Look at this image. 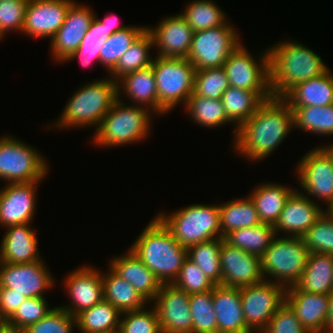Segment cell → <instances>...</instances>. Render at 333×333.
<instances>
[{
	"label": "cell",
	"mask_w": 333,
	"mask_h": 333,
	"mask_svg": "<svg viewBox=\"0 0 333 333\" xmlns=\"http://www.w3.org/2000/svg\"><path fill=\"white\" fill-rule=\"evenodd\" d=\"M72 271L67 273L63 281L70 304L67 302V305L60 307L76 317L103 300L104 293L101 272L95 266L88 263Z\"/></svg>",
	"instance_id": "cell-16"
},
{
	"label": "cell",
	"mask_w": 333,
	"mask_h": 333,
	"mask_svg": "<svg viewBox=\"0 0 333 333\" xmlns=\"http://www.w3.org/2000/svg\"><path fill=\"white\" fill-rule=\"evenodd\" d=\"M49 307L46 297L27 298L2 326L14 333H21L28 326L41 320L54 308Z\"/></svg>",
	"instance_id": "cell-43"
},
{
	"label": "cell",
	"mask_w": 333,
	"mask_h": 333,
	"mask_svg": "<svg viewBox=\"0 0 333 333\" xmlns=\"http://www.w3.org/2000/svg\"><path fill=\"white\" fill-rule=\"evenodd\" d=\"M117 93L118 99L127 96L132 101L129 104L147 107L158 115L157 85L152 66L121 77L117 81Z\"/></svg>",
	"instance_id": "cell-27"
},
{
	"label": "cell",
	"mask_w": 333,
	"mask_h": 333,
	"mask_svg": "<svg viewBox=\"0 0 333 333\" xmlns=\"http://www.w3.org/2000/svg\"><path fill=\"white\" fill-rule=\"evenodd\" d=\"M221 285L243 287L264 281L261 257L232 246L224 239L220 247Z\"/></svg>",
	"instance_id": "cell-18"
},
{
	"label": "cell",
	"mask_w": 333,
	"mask_h": 333,
	"mask_svg": "<svg viewBox=\"0 0 333 333\" xmlns=\"http://www.w3.org/2000/svg\"><path fill=\"white\" fill-rule=\"evenodd\" d=\"M153 115L158 117L147 107L127 105L124 99H117L91 136V141L96 147L104 148L124 147L143 141L152 130Z\"/></svg>",
	"instance_id": "cell-5"
},
{
	"label": "cell",
	"mask_w": 333,
	"mask_h": 333,
	"mask_svg": "<svg viewBox=\"0 0 333 333\" xmlns=\"http://www.w3.org/2000/svg\"><path fill=\"white\" fill-rule=\"evenodd\" d=\"M246 326L261 333L276 311L286 302V288L271 281L240 287Z\"/></svg>",
	"instance_id": "cell-11"
},
{
	"label": "cell",
	"mask_w": 333,
	"mask_h": 333,
	"mask_svg": "<svg viewBox=\"0 0 333 333\" xmlns=\"http://www.w3.org/2000/svg\"><path fill=\"white\" fill-rule=\"evenodd\" d=\"M46 265L42 259L24 264L0 262V288L14 289L26 298L45 297L56 282Z\"/></svg>",
	"instance_id": "cell-14"
},
{
	"label": "cell",
	"mask_w": 333,
	"mask_h": 333,
	"mask_svg": "<svg viewBox=\"0 0 333 333\" xmlns=\"http://www.w3.org/2000/svg\"><path fill=\"white\" fill-rule=\"evenodd\" d=\"M240 40L238 31L227 20L218 27L194 32L187 59L196 70L223 67Z\"/></svg>",
	"instance_id": "cell-10"
},
{
	"label": "cell",
	"mask_w": 333,
	"mask_h": 333,
	"mask_svg": "<svg viewBox=\"0 0 333 333\" xmlns=\"http://www.w3.org/2000/svg\"><path fill=\"white\" fill-rule=\"evenodd\" d=\"M219 211L222 237L235 229L253 227L262 223L250 196L220 203Z\"/></svg>",
	"instance_id": "cell-34"
},
{
	"label": "cell",
	"mask_w": 333,
	"mask_h": 333,
	"mask_svg": "<svg viewBox=\"0 0 333 333\" xmlns=\"http://www.w3.org/2000/svg\"><path fill=\"white\" fill-rule=\"evenodd\" d=\"M276 236L273 225L261 223L253 227L235 229L223 238L230 245L261 257Z\"/></svg>",
	"instance_id": "cell-36"
},
{
	"label": "cell",
	"mask_w": 333,
	"mask_h": 333,
	"mask_svg": "<svg viewBox=\"0 0 333 333\" xmlns=\"http://www.w3.org/2000/svg\"><path fill=\"white\" fill-rule=\"evenodd\" d=\"M296 286L304 292L329 295L333 291V256L309 253L306 267Z\"/></svg>",
	"instance_id": "cell-32"
},
{
	"label": "cell",
	"mask_w": 333,
	"mask_h": 333,
	"mask_svg": "<svg viewBox=\"0 0 333 333\" xmlns=\"http://www.w3.org/2000/svg\"><path fill=\"white\" fill-rule=\"evenodd\" d=\"M74 0H28L22 34L52 38L63 25Z\"/></svg>",
	"instance_id": "cell-20"
},
{
	"label": "cell",
	"mask_w": 333,
	"mask_h": 333,
	"mask_svg": "<svg viewBox=\"0 0 333 333\" xmlns=\"http://www.w3.org/2000/svg\"><path fill=\"white\" fill-rule=\"evenodd\" d=\"M109 262V267L129 282L151 304L160 291L162 283L133 251L128 248L125 253L113 257Z\"/></svg>",
	"instance_id": "cell-26"
},
{
	"label": "cell",
	"mask_w": 333,
	"mask_h": 333,
	"mask_svg": "<svg viewBox=\"0 0 333 333\" xmlns=\"http://www.w3.org/2000/svg\"><path fill=\"white\" fill-rule=\"evenodd\" d=\"M298 190L295 188L288 197L274 225L277 236L283 232V236L302 237L326 211L315 199H310Z\"/></svg>",
	"instance_id": "cell-21"
},
{
	"label": "cell",
	"mask_w": 333,
	"mask_h": 333,
	"mask_svg": "<svg viewBox=\"0 0 333 333\" xmlns=\"http://www.w3.org/2000/svg\"><path fill=\"white\" fill-rule=\"evenodd\" d=\"M154 27L146 29L152 35L154 49H158L156 56L187 58L194 31L180 13L161 18Z\"/></svg>",
	"instance_id": "cell-22"
},
{
	"label": "cell",
	"mask_w": 333,
	"mask_h": 333,
	"mask_svg": "<svg viewBox=\"0 0 333 333\" xmlns=\"http://www.w3.org/2000/svg\"><path fill=\"white\" fill-rule=\"evenodd\" d=\"M212 300L218 333H253L245 323L240 287L215 285Z\"/></svg>",
	"instance_id": "cell-25"
},
{
	"label": "cell",
	"mask_w": 333,
	"mask_h": 333,
	"mask_svg": "<svg viewBox=\"0 0 333 333\" xmlns=\"http://www.w3.org/2000/svg\"><path fill=\"white\" fill-rule=\"evenodd\" d=\"M49 164L46 157L13 135L0 137V181L22 183L44 181Z\"/></svg>",
	"instance_id": "cell-9"
},
{
	"label": "cell",
	"mask_w": 333,
	"mask_h": 333,
	"mask_svg": "<svg viewBox=\"0 0 333 333\" xmlns=\"http://www.w3.org/2000/svg\"><path fill=\"white\" fill-rule=\"evenodd\" d=\"M104 273V274H103ZM104 299L121 313L143 309L150 303L129 282L117 275L109 266L101 272Z\"/></svg>",
	"instance_id": "cell-31"
},
{
	"label": "cell",
	"mask_w": 333,
	"mask_h": 333,
	"mask_svg": "<svg viewBox=\"0 0 333 333\" xmlns=\"http://www.w3.org/2000/svg\"><path fill=\"white\" fill-rule=\"evenodd\" d=\"M42 181L7 183L0 195V225L9 227L32 223L36 215V196Z\"/></svg>",
	"instance_id": "cell-19"
},
{
	"label": "cell",
	"mask_w": 333,
	"mask_h": 333,
	"mask_svg": "<svg viewBox=\"0 0 333 333\" xmlns=\"http://www.w3.org/2000/svg\"><path fill=\"white\" fill-rule=\"evenodd\" d=\"M27 4L28 0H0V41L9 31L22 33Z\"/></svg>",
	"instance_id": "cell-50"
},
{
	"label": "cell",
	"mask_w": 333,
	"mask_h": 333,
	"mask_svg": "<svg viewBox=\"0 0 333 333\" xmlns=\"http://www.w3.org/2000/svg\"><path fill=\"white\" fill-rule=\"evenodd\" d=\"M302 238L309 253L333 256V215L326 210Z\"/></svg>",
	"instance_id": "cell-45"
},
{
	"label": "cell",
	"mask_w": 333,
	"mask_h": 333,
	"mask_svg": "<svg viewBox=\"0 0 333 333\" xmlns=\"http://www.w3.org/2000/svg\"><path fill=\"white\" fill-rule=\"evenodd\" d=\"M142 230L130 249L164 283H173L187 258V248L178 243L156 217Z\"/></svg>",
	"instance_id": "cell-3"
},
{
	"label": "cell",
	"mask_w": 333,
	"mask_h": 333,
	"mask_svg": "<svg viewBox=\"0 0 333 333\" xmlns=\"http://www.w3.org/2000/svg\"><path fill=\"white\" fill-rule=\"evenodd\" d=\"M108 77V78H106ZM95 79L81 86L69 97V101L55 122L48 129L99 127L103 117L118 99L117 82L110 76ZM52 125V126H51Z\"/></svg>",
	"instance_id": "cell-4"
},
{
	"label": "cell",
	"mask_w": 333,
	"mask_h": 333,
	"mask_svg": "<svg viewBox=\"0 0 333 333\" xmlns=\"http://www.w3.org/2000/svg\"><path fill=\"white\" fill-rule=\"evenodd\" d=\"M328 144L322 146L321 148L325 151V153L330 157V159L333 162V142H332V144H330V143H328Z\"/></svg>",
	"instance_id": "cell-55"
},
{
	"label": "cell",
	"mask_w": 333,
	"mask_h": 333,
	"mask_svg": "<svg viewBox=\"0 0 333 333\" xmlns=\"http://www.w3.org/2000/svg\"><path fill=\"white\" fill-rule=\"evenodd\" d=\"M294 128L321 136L333 135V104L323 107H290Z\"/></svg>",
	"instance_id": "cell-37"
},
{
	"label": "cell",
	"mask_w": 333,
	"mask_h": 333,
	"mask_svg": "<svg viewBox=\"0 0 333 333\" xmlns=\"http://www.w3.org/2000/svg\"><path fill=\"white\" fill-rule=\"evenodd\" d=\"M194 124L202 127L218 128L228 123L233 124L224 112L221 99L201 96H190L183 107Z\"/></svg>",
	"instance_id": "cell-38"
},
{
	"label": "cell",
	"mask_w": 333,
	"mask_h": 333,
	"mask_svg": "<svg viewBox=\"0 0 333 333\" xmlns=\"http://www.w3.org/2000/svg\"><path fill=\"white\" fill-rule=\"evenodd\" d=\"M295 189L273 181L261 183L249 193L262 223L275 225L288 197Z\"/></svg>",
	"instance_id": "cell-30"
},
{
	"label": "cell",
	"mask_w": 333,
	"mask_h": 333,
	"mask_svg": "<svg viewBox=\"0 0 333 333\" xmlns=\"http://www.w3.org/2000/svg\"><path fill=\"white\" fill-rule=\"evenodd\" d=\"M308 256L309 251L302 237L276 236L261 256L264 279L286 289L296 285L306 267Z\"/></svg>",
	"instance_id": "cell-8"
},
{
	"label": "cell",
	"mask_w": 333,
	"mask_h": 333,
	"mask_svg": "<svg viewBox=\"0 0 333 333\" xmlns=\"http://www.w3.org/2000/svg\"><path fill=\"white\" fill-rule=\"evenodd\" d=\"M272 97L271 91H248L231 86L222 94L224 112L235 127L234 139L237 129Z\"/></svg>",
	"instance_id": "cell-29"
},
{
	"label": "cell",
	"mask_w": 333,
	"mask_h": 333,
	"mask_svg": "<svg viewBox=\"0 0 333 333\" xmlns=\"http://www.w3.org/2000/svg\"><path fill=\"white\" fill-rule=\"evenodd\" d=\"M268 54L269 86L272 96L276 98H281L296 84L329 70L317 52L294 39H284L271 45Z\"/></svg>",
	"instance_id": "cell-2"
},
{
	"label": "cell",
	"mask_w": 333,
	"mask_h": 333,
	"mask_svg": "<svg viewBox=\"0 0 333 333\" xmlns=\"http://www.w3.org/2000/svg\"><path fill=\"white\" fill-rule=\"evenodd\" d=\"M97 19L99 20L100 23L103 24L104 36L106 38H108L111 34L117 32V31H121V30H124L127 27H129V26H126V25L118 24L119 19L117 18L116 15H113L112 13H111V15L104 16L102 21L99 18H97Z\"/></svg>",
	"instance_id": "cell-53"
},
{
	"label": "cell",
	"mask_w": 333,
	"mask_h": 333,
	"mask_svg": "<svg viewBox=\"0 0 333 333\" xmlns=\"http://www.w3.org/2000/svg\"><path fill=\"white\" fill-rule=\"evenodd\" d=\"M180 14L194 32L218 27L229 19L214 0H192Z\"/></svg>",
	"instance_id": "cell-39"
},
{
	"label": "cell",
	"mask_w": 333,
	"mask_h": 333,
	"mask_svg": "<svg viewBox=\"0 0 333 333\" xmlns=\"http://www.w3.org/2000/svg\"><path fill=\"white\" fill-rule=\"evenodd\" d=\"M261 333H309L302 326L295 311L285 302L270 319Z\"/></svg>",
	"instance_id": "cell-51"
},
{
	"label": "cell",
	"mask_w": 333,
	"mask_h": 333,
	"mask_svg": "<svg viewBox=\"0 0 333 333\" xmlns=\"http://www.w3.org/2000/svg\"><path fill=\"white\" fill-rule=\"evenodd\" d=\"M333 215V205L328 210Z\"/></svg>",
	"instance_id": "cell-57"
},
{
	"label": "cell",
	"mask_w": 333,
	"mask_h": 333,
	"mask_svg": "<svg viewBox=\"0 0 333 333\" xmlns=\"http://www.w3.org/2000/svg\"><path fill=\"white\" fill-rule=\"evenodd\" d=\"M158 94V116L185 106L193 93L196 68L187 58L156 56L152 63Z\"/></svg>",
	"instance_id": "cell-7"
},
{
	"label": "cell",
	"mask_w": 333,
	"mask_h": 333,
	"mask_svg": "<svg viewBox=\"0 0 333 333\" xmlns=\"http://www.w3.org/2000/svg\"><path fill=\"white\" fill-rule=\"evenodd\" d=\"M0 333H14V332H12L9 329H6L2 325H0Z\"/></svg>",
	"instance_id": "cell-56"
},
{
	"label": "cell",
	"mask_w": 333,
	"mask_h": 333,
	"mask_svg": "<svg viewBox=\"0 0 333 333\" xmlns=\"http://www.w3.org/2000/svg\"><path fill=\"white\" fill-rule=\"evenodd\" d=\"M147 26H129L124 30L111 34L100 51V65L108 73L116 66L120 57L127 51L131 44L146 30Z\"/></svg>",
	"instance_id": "cell-41"
},
{
	"label": "cell",
	"mask_w": 333,
	"mask_h": 333,
	"mask_svg": "<svg viewBox=\"0 0 333 333\" xmlns=\"http://www.w3.org/2000/svg\"><path fill=\"white\" fill-rule=\"evenodd\" d=\"M143 309L126 311L121 314L120 333H162L157 312L149 304Z\"/></svg>",
	"instance_id": "cell-47"
},
{
	"label": "cell",
	"mask_w": 333,
	"mask_h": 333,
	"mask_svg": "<svg viewBox=\"0 0 333 333\" xmlns=\"http://www.w3.org/2000/svg\"><path fill=\"white\" fill-rule=\"evenodd\" d=\"M223 239L215 238L187 249V257L197 264L215 285L221 284L220 247Z\"/></svg>",
	"instance_id": "cell-40"
},
{
	"label": "cell",
	"mask_w": 333,
	"mask_h": 333,
	"mask_svg": "<svg viewBox=\"0 0 333 333\" xmlns=\"http://www.w3.org/2000/svg\"><path fill=\"white\" fill-rule=\"evenodd\" d=\"M160 211L157 218L184 248L215 238H223L219 204H193L172 213Z\"/></svg>",
	"instance_id": "cell-6"
},
{
	"label": "cell",
	"mask_w": 333,
	"mask_h": 333,
	"mask_svg": "<svg viewBox=\"0 0 333 333\" xmlns=\"http://www.w3.org/2000/svg\"><path fill=\"white\" fill-rule=\"evenodd\" d=\"M187 294L211 291L215 284L210 281L205 273L188 257L183 262L178 277L172 283Z\"/></svg>",
	"instance_id": "cell-49"
},
{
	"label": "cell",
	"mask_w": 333,
	"mask_h": 333,
	"mask_svg": "<svg viewBox=\"0 0 333 333\" xmlns=\"http://www.w3.org/2000/svg\"><path fill=\"white\" fill-rule=\"evenodd\" d=\"M187 294L172 283L162 284L152 301L162 333H192L193 319Z\"/></svg>",
	"instance_id": "cell-15"
},
{
	"label": "cell",
	"mask_w": 333,
	"mask_h": 333,
	"mask_svg": "<svg viewBox=\"0 0 333 333\" xmlns=\"http://www.w3.org/2000/svg\"><path fill=\"white\" fill-rule=\"evenodd\" d=\"M281 99L289 107L333 104V73L329 69L321 76L300 82L290 88Z\"/></svg>",
	"instance_id": "cell-28"
},
{
	"label": "cell",
	"mask_w": 333,
	"mask_h": 333,
	"mask_svg": "<svg viewBox=\"0 0 333 333\" xmlns=\"http://www.w3.org/2000/svg\"><path fill=\"white\" fill-rule=\"evenodd\" d=\"M94 17L92 8L73 2L63 25L50 39L52 59L63 63L79 47Z\"/></svg>",
	"instance_id": "cell-17"
},
{
	"label": "cell",
	"mask_w": 333,
	"mask_h": 333,
	"mask_svg": "<svg viewBox=\"0 0 333 333\" xmlns=\"http://www.w3.org/2000/svg\"><path fill=\"white\" fill-rule=\"evenodd\" d=\"M152 48H155L153 38L146 29L120 57L109 76L117 82L126 74L151 66L154 60L150 55Z\"/></svg>",
	"instance_id": "cell-35"
},
{
	"label": "cell",
	"mask_w": 333,
	"mask_h": 333,
	"mask_svg": "<svg viewBox=\"0 0 333 333\" xmlns=\"http://www.w3.org/2000/svg\"><path fill=\"white\" fill-rule=\"evenodd\" d=\"M286 302L295 311L302 326L309 333H325L329 295L309 293L296 285L286 289Z\"/></svg>",
	"instance_id": "cell-23"
},
{
	"label": "cell",
	"mask_w": 333,
	"mask_h": 333,
	"mask_svg": "<svg viewBox=\"0 0 333 333\" xmlns=\"http://www.w3.org/2000/svg\"><path fill=\"white\" fill-rule=\"evenodd\" d=\"M295 172L302 189L300 192L309 198L324 201L327 206L325 209L329 210L333 205V162L321 146L302 156L296 164Z\"/></svg>",
	"instance_id": "cell-12"
},
{
	"label": "cell",
	"mask_w": 333,
	"mask_h": 333,
	"mask_svg": "<svg viewBox=\"0 0 333 333\" xmlns=\"http://www.w3.org/2000/svg\"><path fill=\"white\" fill-rule=\"evenodd\" d=\"M121 312L103 299L76 316L80 333H114L119 331Z\"/></svg>",
	"instance_id": "cell-33"
},
{
	"label": "cell",
	"mask_w": 333,
	"mask_h": 333,
	"mask_svg": "<svg viewBox=\"0 0 333 333\" xmlns=\"http://www.w3.org/2000/svg\"><path fill=\"white\" fill-rule=\"evenodd\" d=\"M74 328H77L76 317L60 306H55L50 313L21 333H73Z\"/></svg>",
	"instance_id": "cell-48"
},
{
	"label": "cell",
	"mask_w": 333,
	"mask_h": 333,
	"mask_svg": "<svg viewBox=\"0 0 333 333\" xmlns=\"http://www.w3.org/2000/svg\"><path fill=\"white\" fill-rule=\"evenodd\" d=\"M229 87V80L223 67L200 69L196 70L191 96L221 99Z\"/></svg>",
	"instance_id": "cell-46"
},
{
	"label": "cell",
	"mask_w": 333,
	"mask_h": 333,
	"mask_svg": "<svg viewBox=\"0 0 333 333\" xmlns=\"http://www.w3.org/2000/svg\"><path fill=\"white\" fill-rule=\"evenodd\" d=\"M223 68L231 87L248 91H270L268 49L256 58L241 42L227 57Z\"/></svg>",
	"instance_id": "cell-13"
},
{
	"label": "cell",
	"mask_w": 333,
	"mask_h": 333,
	"mask_svg": "<svg viewBox=\"0 0 333 333\" xmlns=\"http://www.w3.org/2000/svg\"><path fill=\"white\" fill-rule=\"evenodd\" d=\"M27 298L14 289L0 288V325H3Z\"/></svg>",
	"instance_id": "cell-52"
},
{
	"label": "cell",
	"mask_w": 333,
	"mask_h": 333,
	"mask_svg": "<svg viewBox=\"0 0 333 333\" xmlns=\"http://www.w3.org/2000/svg\"><path fill=\"white\" fill-rule=\"evenodd\" d=\"M0 244V262L24 264L40 260L38 239L31 223L5 228Z\"/></svg>",
	"instance_id": "cell-24"
},
{
	"label": "cell",
	"mask_w": 333,
	"mask_h": 333,
	"mask_svg": "<svg viewBox=\"0 0 333 333\" xmlns=\"http://www.w3.org/2000/svg\"><path fill=\"white\" fill-rule=\"evenodd\" d=\"M294 129L293 111L281 99L266 100L238 129L232 148L248 162L266 159Z\"/></svg>",
	"instance_id": "cell-1"
},
{
	"label": "cell",
	"mask_w": 333,
	"mask_h": 333,
	"mask_svg": "<svg viewBox=\"0 0 333 333\" xmlns=\"http://www.w3.org/2000/svg\"><path fill=\"white\" fill-rule=\"evenodd\" d=\"M325 333H333V291L329 294V308Z\"/></svg>",
	"instance_id": "cell-54"
},
{
	"label": "cell",
	"mask_w": 333,
	"mask_h": 333,
	"mask_svg": "<svg viewBox=\"0 0 333 333\" xmlns=\"http://www.w3.org/2000/svg\"><path fill=\"white\" fill-rule=\"evenodd\" d=\"M97 17L95 14L79 47L63 63L79 58L81 65L86 68L95 62L100 64V51L106 41V37L104 36L103 24L99 22Z\"/></svg>",
	"instance_id": "cell-42"
},
{
	"label": "cell",
	"mask_w": 333,
	"mask_h": 333,
	"mask_svg": "<svg viewBox=\"0 0 333 333\" xmlns=\"http://www.w3.org/2000/svg\"><path fill=\"white\" fill-rule=\"evenodd\" d=\"M189 305L193 319L192 333H218L212 290L190 294Z\"/></svg>",
	"instance_id": "cell-44"
}]
</instances>
